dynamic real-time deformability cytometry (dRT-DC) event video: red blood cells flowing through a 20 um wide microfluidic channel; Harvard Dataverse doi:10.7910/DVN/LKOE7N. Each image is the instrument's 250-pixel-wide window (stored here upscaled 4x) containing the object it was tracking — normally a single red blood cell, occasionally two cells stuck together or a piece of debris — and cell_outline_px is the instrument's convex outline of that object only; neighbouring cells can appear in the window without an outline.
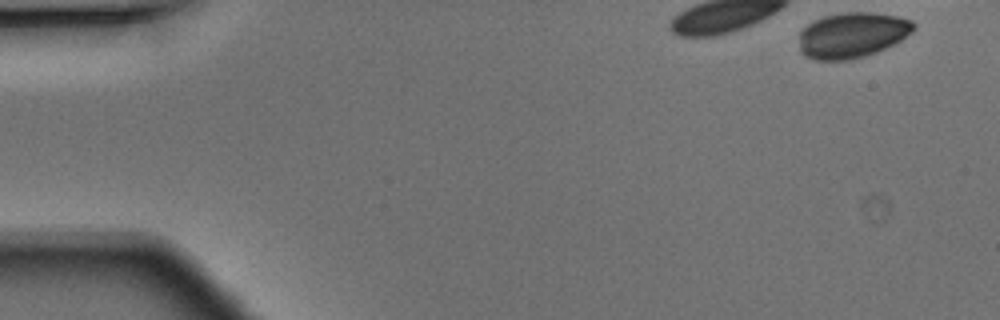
{"species": "Egyptian fruit bat (a non-hibernating species)", "species_latin": "Rousettus aegyptiacus", "temperature_condition": "warm", "stored_images_in_passage": 16, "camera_frame_rate_fps": 3000, "um_per_image_px": 0.085, "animal": {"sex": "male"}, "frame": {"image": 1, "passage_image": 1, "time_ms": 0.0, "image_size_px": [1000, 320], "cell_outline_px": [[916, 28], [912, 32], [900, 40], [876, 52], [864, 56], [848, 60], [812, 60], [804, 56], [800, 52], [800, 32], [808, 24], [824, 16], [844, 12], [872, 12], [896, 16], [912, 20], [916, 24]], "centroid_in_image_um": [72.43, 2.98], "position_along_channel_um": 12.6, "area_um2": 30.35}}
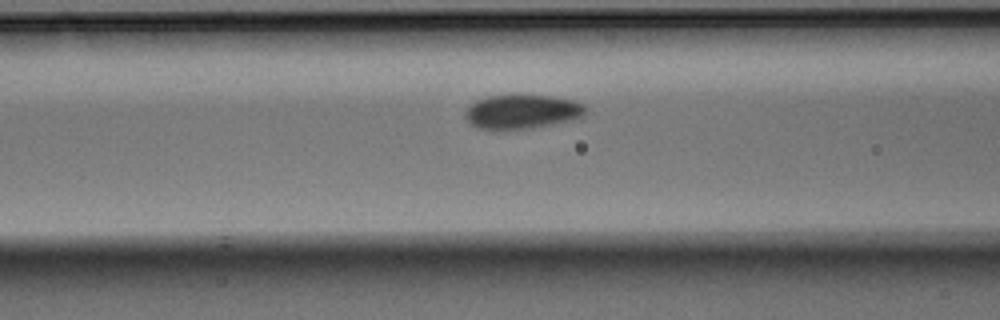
{"frame": {"image": 2, "passage_image": 14, "time_ms": 4.333, "image_size_px": [1000, 320], "cell_outline_px": [[588, 108], [580, 116], [568, 120], [552, 124], [532, 128], [504, 132], [492, 132], [476, 128], [464, 116], [464, 112], [468, 104], [476, 100], [488, 96], [552, 96], [572, 100], [584, 104]], "centroid_in_image_um": [44.26, 9.54], "position_along_channel_um": 122.3, "area_um2": 24.39}}